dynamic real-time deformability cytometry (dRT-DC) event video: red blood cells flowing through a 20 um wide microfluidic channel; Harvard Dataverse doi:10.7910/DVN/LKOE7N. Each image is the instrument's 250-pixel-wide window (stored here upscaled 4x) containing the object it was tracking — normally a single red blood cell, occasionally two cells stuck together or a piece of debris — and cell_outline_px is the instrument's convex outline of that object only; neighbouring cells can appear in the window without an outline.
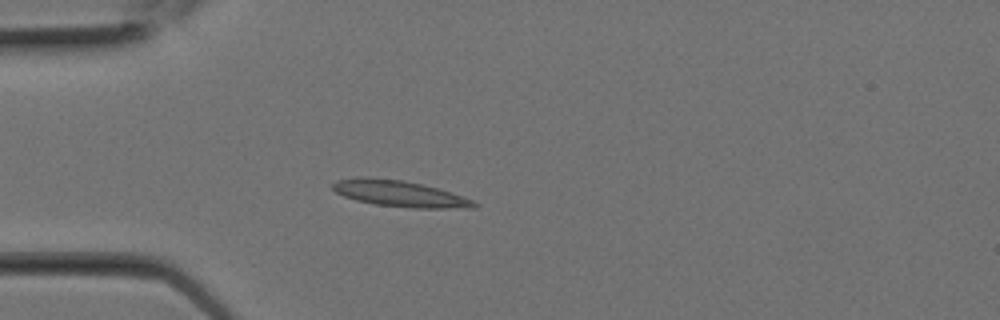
{"species": "Egyptian fruit bat (a non-hibernating species)", "species_latin": "Rousettus aegyptiacus", "temperature_condition": "room temperature", "stored_images_in_passage": 1, "camera_frame_rate_fps": 3000, "um_per_image_px": 0.085, "animal": {"sex": "female"}, "frame": {"image": 1, "passage_image": 1, "time_ms": 0.0, "image_size_px": [1000, 320], "cell_outline_px": [[480, 204], [476, 208], [412, 208], [376, 204], [356, 200], [344, 196], [336, 192], [332, 188], [332, 184], [336, 180], [360, 176], [364, 176], [404, 180], [436, 188], [472, 200]], "centroid_in_image_um": [33.93, 16.45], "position_along_channel_um": 51.1, "area_um2": 21.44}}